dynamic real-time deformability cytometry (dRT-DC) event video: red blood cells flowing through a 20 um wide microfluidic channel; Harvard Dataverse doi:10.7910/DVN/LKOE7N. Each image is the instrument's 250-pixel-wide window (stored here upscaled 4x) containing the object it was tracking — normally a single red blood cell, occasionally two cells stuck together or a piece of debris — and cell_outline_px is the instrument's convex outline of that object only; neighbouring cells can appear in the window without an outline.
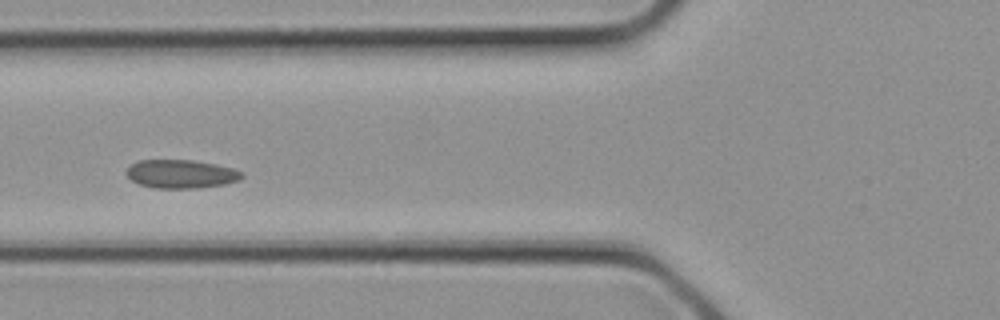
{"species": "common noctule bat (a hibernating species)", "species_latin": "Nyctalus noctula", "temperature_condition": "cold", "stored_images_in_passage": 12, "camera_frame_rate_fps": 3000, "um_per_image_px": 0.085, "animal": {"sex": "female", "body_mass_g": 21.9}, "frame": {"image": 1, "passage_image": 9, "time_ms": 2.667, "image_size_px": [1000, 320], "cell_outline_px": [[244, 176], [240, 180], [224, 184], [200, 188], [156, 188], [140, 184], [132, 180], [124, 172], [132, 164], [140, 160], [192, 160], [232, 168], [244, 172]], "centroid_in_image_um": [15.41, 14.79], "position_along_channel_um": 110.4, "area_um2": 19.07}}
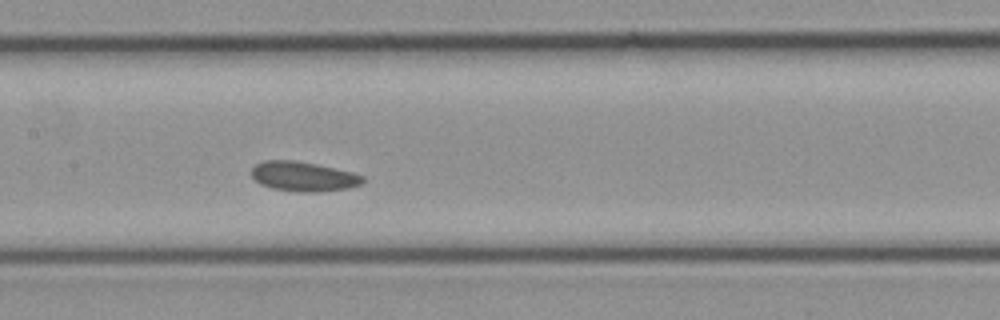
{"frame": {"image": 2, "passage_image": 12, "time_ms": 3.667, "image_size_px": [1000, 320], "cell_outline_px": [[364, 180], [360, 184], [348, 188], [316, 192], [304, 192], [272, 188], [260, 184], [252, 176], [252, 168], [256, 164], [264, 160], [296, 160], [316, 164], [352, 172], [364, 176]], "centroid_in_image_um": [25.78, 14.99], "position_along_channel_um": 181.6, "area_um2": 19.07}}